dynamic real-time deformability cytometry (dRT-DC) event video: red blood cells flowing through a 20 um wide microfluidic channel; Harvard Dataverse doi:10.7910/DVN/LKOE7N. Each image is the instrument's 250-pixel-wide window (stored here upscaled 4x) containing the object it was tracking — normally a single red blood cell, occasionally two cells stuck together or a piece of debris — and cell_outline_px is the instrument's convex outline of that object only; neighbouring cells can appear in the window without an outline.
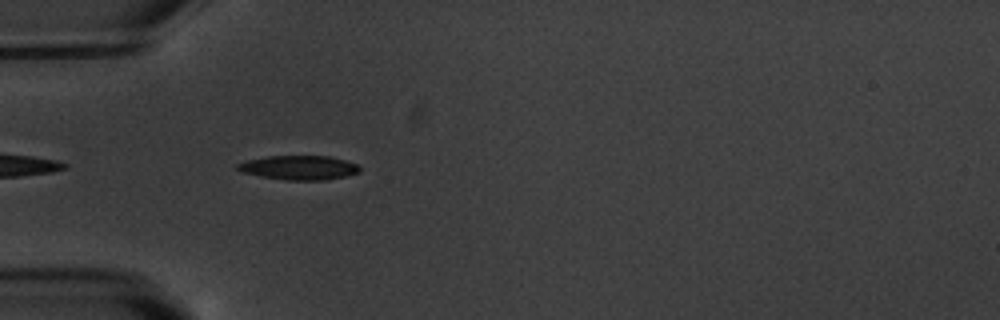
{"species": "common noctule bat (a hibernating species)", "species_latin": "Nyctalus noctula", "temperature_condition": "warm", "stored_images_in_passage": 6, "camera_frame_rate_fps": 3000, "um_per_image_px": 0.085, "animal": {"sex": "male", "body_mass_g": 20.1, "forearm_length_mm": 53.5}, "frame": {"image": 1, "passage_image": 5, "time_ms": 4.667, "image_size_px": [1000, 320], "cell_outline_px": [[360, 172], [344, 176], [324, 180], [284, 180], [260, 176], [240, 172], [236, 168], [236, 164], [248, 160], [268, 156], [328, 156], [344, 160], [356, 164], [360, 168]], "centroid_in_image_um": [25.37, 14.25], "position_along_channel_um": 59.6, "area_um2": 17.17}}